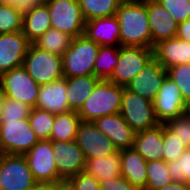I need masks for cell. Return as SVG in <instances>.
Here are the masks:
<instances>
[{
  "instance_id": "f1b7e54d",
  "label": "cell",
  "mask_w": 190,
  "mask_h": 190,
  "mask_svg": "<svg viewBox=\"0 0 190 190\" xmlns=\"http://www.w3.org/2000/svg\"><path fill=\"white\" fill-rule=\"evenodd\" d=\"M72 39L73 38L67 34L51 27L42 36L35 40L33 44L39 49L62 57L65 51L70 47Z\"/></svg>"
},
{
  "instance_id": "836d02e7",
  "label": "cell",
  "mask_w": 190,
  "mask_h": 190,
  "mask_svg": "<svg viewBox=\"0 0 190 190\" xmlns=\"http://www.w3.org/2000/svg\"><path fill=\"white\" fill-rule=\"evenodd\" d=\"M167 76L173 80L180 89L185 104L190 108V64L175 65L167 70Z\"/></svg>"
},
{
  "instance_id": "5bb4252c",
  "label": "cell",
  "mask_w": 190,
  "mask_h": 190,
  "mask_svg": "<svg viewBox=\"0 0 190 190\" xmlns=\"http://www.w3.org/2000/svg\"><path fill=\"white\" fill-rule=\"evenodd\" d=\"M54 160L61 179H69L84 171L86 159L75 140L53 142Z\"/></svg>"
},
{
  "instance_id": "8fae6325",
  "label": "cell",
  "mask_w": 190,
  "mask_h": 190,
  "mask_svg": "<svg viewBox=\"0 0 190 190\" xmlns=\"http://www.w3.org/2000/svg\"><path fill=\"white\" fill-rule=\"evenodd\" d=\"M28 166L36 182H52L61 180L54 160L53 142L39 140L26 154Z\"/></svg>"
},
{
  "instance_id": "d4e9b609",
  "label": "cell",
  "mask_w": 190,
  "mask_h": 190,
  "mask_svg": "<svg viewBox=\"0 0 190 190\" xmlns=\"http://www.w3.org/2000/svg\"><path fill=\"white\" fill-rule=\"evenodd\" d=\"M101 79L94 75L67 77V100L69 108L78 112Z\"/></svg>"
},
{
  "instance_id": "cb8c5ba5",
  "label": "cell",
  "mask_w": 190,
  "mask_h": 190,
  "mask_svg": "<svg viewBox=\"0 0 190 190\" xmlns=\"http://www.w3.org/2000/svg\"><path fill=\"white\" fill-rule=\"evenodd\" d=\"M47 4L42 1L23 13L22 33L33 43L51 28Z\"/></svg>"
},
{
  "instance_id": "ac0fdd59",
  "label": "cell",
  "mask_w": 190,
  "mask_h": 190,
  "mask_svg": "<svg viewBox=\"0 0 190 190\" xmlns=\"http://www.w3.org/2000/svg\"><path fill=\"white\" fill-rule=\"evenodd\" d=\"M93 123L119 151L133 148L136 132L127 124L120 113L102 116Z\"/></svg>"
},
{
  "instance_id": "6da1fadb",
  "label": "cell",
  "mask_w": 190,
  "mask_h": 190,
  "mask_svg": "<svg viewBox=\"0 0 190 190\" xmlns=\"http://www.w3.org/2000/svg\"><path fill=\"white\" fill-rule=\"evenodd\" d=\"M116 16L120 25V46L152 48L145 0H123Z\"/></svg>"
},
{
  "instance_id": "30bf717a",
  "label": "cell",
  "mask_w": 190,
  "mask_h": 190,
  "mask_svg": "<svg viewBox=\"0 0 190 190\" xmlns=\"http://www.w3.org/2000/svg\"><path fill=\"white\" fill-rule=\"evenodd\" d=\"M35 183L24 155L0 154V190H29Z\"/></svg>"
},
{
  "instance_id": "f6af8a7d",
  "label": "cell",
  "mask_w": 190,
  "mask_h": 190,
  "mask_svg": "<svg viewBox=\"0 0 190 190\" xmlns=\"http://www.w3.org/2000/svg\"><path fill=\"white\" fill-rule=\"evenodd\" d=\"M157 190H190V184L173 181L172 183L167 184L166 186H163Z\"/></svg>"
},
{
  "instance_id": "277c9868",
  "label": "cell",
  "mask_w": 190,
  "mask_h": 190,
  "mask_svg": "<svg viewBox=\"0 0 190 190\" xmlns=\"http://www.w3.org/2000/svg\"><path fill=\"white\" fill-rule=\"evenodd\" d=\"M23 67L39 85L48 84L64 78L62 57L39 49L33 43L28 48Z\"/></svg>"
},
{
  "instance_id": "7dc6e473",
  "label": "cell",
  "mask_w": 190,
  "mask_h": 190,
  "mask_svg": "<svg viewBox=\"0 0 190 190\" xmlns=\"http://www.w3.org/2000/svg\"><path fill=\"white\" fill-rule=\"evenodd\" d=\"M5 100H6V94L3 90V88L0 86V114H1L2 109L4 107Z\"/></svg>"
},
{
  "instance_id": "484cf974",
  "label": "cell",
  "mask_w": 190,
  "mask_h": 190,
  "mask_svg": "<svg viewBox=\"0 0 190 190\" xmlns=\"http://www.w3.org/2000/svg\"><path fill=\"white\" fill-rule=\"evenodd\" d=\"M84 171L98 181L120 177L122 175L120 151L108 156L87 159Z\"/></svg>"
},
{
  "instance_id": "b9f144b4",
  "label": "cell",
  "mask_w": 190,
  "mask_h": 190,
  "mask_svg": "<svg viewBox=\"0 0 190 190\" xmlns=\"http://www.w3.org/2000/svg\"><path fill=\"white\" fill-rule=\"evenodd\" d=\"M176 37L181 40L190 42V18L184 22L179 23Z\"/></svg>"
},
{
  "instance_id": "2e32d148",
  "label": "cell",
  "mask_w": 190,
  "mask_h": 190,
  "mask_svg": "<svg viewBox=\"0 0 190 190\" xmlns=\"http://www.w3.org/2000/svg\"><path fill=\"white\" fill-rule=\"evenodd\" d=\"M166 76L167 71L153 57L126 88L152 102Z\"/></svg>"
},
{
  "instance_id": "e0dca14e",
  "label": "cell",
  "mask_w": 190,
  "mask_h": 190,
  "mask_svg": "<svg viewBox=\"0 0 190 190\" xmlns=\"http://www.w3.org/2000/svg\"><path fill=\"white\" fill-rule=\"evenodd\" d=\"M150 32L152 37V49L159 41L176 37L178 22L157 0H145Z\"/></svg>"
},
{
  "instance_id": "9a60e30c",
  "label": "cell",
  "mask_w": 190,
  "mask_h": 190,
  "mask_svg": "<svg viewBox=\"0 0 190 190\" xmlns=\"http://www.w3.org/2000/svg\"><path fill=\"white\" fill-rule=\"evenodd\" d=\"M30 44L22 31L0 34V75L23 66Z\"/></svg>"
},
{
  "instance_id": "7a4b0ae2",
  "label": "cell",
  "mask_w": 190,
  "mask_h": 190,
  "mask_svg": "<svg viewBox=\"0 0 190 190\" xmlns=\"http://www.w3.org/2000/svg\"><path fill=\"white\" fill-rule=\"evenodd\" d=\"M123 89V86L101 79L78 111L80 119L94 122L102 116L120 113Z\"/></svg>"
},
{
  "instance_id": "d6986e66",
  "label": "cell",
  "mask_w": 190,
  "mask_h": 190,
  "mask_svg": "<svg viewBox=\"0 0 190 190\" xmlns=\"http://www.w3.org/2000/svg\"><path fill=\"white\" fill-rule=\"evenodd\" d=\"M84 35L100 46H120V25L117 16L86 21Z\"/></svg>"
},
{
  "instance_id": "e575fe53",
  "label": "cell",
  "mask_w": 190,
  "mask_h": 190,
  "mask_svg": "<svg viewBox=\"0 0 190 190\" xmlns=\"http://www.w3.org/2000/svg\"><path fill=\"white\" fill-rule=\"evenodd\" d=\"M163 125L175 134L187 148H190V109Z\"/></svg>"
},
{
  "instance_id": "d590c367",
  "label": "cell",
  "mask_w": 190,
  "mask_h": 190,
  "mask_svg": "<svg viewBox=\"0 0 190 190\" xmlns=\"http://www.w3.org/2000/svg\"><path fill=\"white\" fill-rule=\"evenodd\" d=\"M163 160L166 163L179 159L187 147L163 125Z\"/></svg>"
},
{
  "instance_id": "83f0119b",
  "label": "cell",
  "mask_w": 190,
  "mask_h": 190,
  "mask_svg": "<svg viewBox=\"0 0 190 190\" xmlns=\"http://www.w3.org/2000/svg\"><path fill=\"white\" fill-rule=\"evenodd\" d=\"M123 0H78L85 21L116 15Z\"/></svg>"
},
{
  "instance_id": "74e56055",
  "label": "cell",
  "mask_w": 190,
  "mask_h": 190,
  "mask_svg": "<svg viewBox=\"0 0 190 190\" xmlns=\"http://www.w3.org/2000/svg\"><path fill=\"white\" fill-rule=\"evenodd\" d=\"M31 107L17 100L6 98L0 114V121H16L28 119Z\"/></svg>"
},
{
  "instance_id": "ee69618b",
  "label": "cell",
  "mask_w": 190,
  "mask_h": 190,
  "mask_svg": "<svg viewBox=\"0 0 190 190\" xmlns=\"http://www.w3.org/2000/svg\"><path fill=\"white\" fill-rule=\"evenodd\" d=\"M53 190H75V186L69 179H61L53 183Z\"/></svg>"
},
{
  "instance_id": "4316f807",
  "label": "cell",
  "mask_w": 190,
  "mask_h": 190,
  "mask_svg": "<svg viewBox=\"0 0 190 190\" xmlns=\"http://www.w3.org/2000/svg\"><path fill=\"white\" fill-rule=\"evenodd\" d=\"M81 122L82 120L76 111L69 110L55 114L50 140L52 142L75 140Z\"/></svg>"
},
{
  "instance_id": "52a82bcc",
  "label": "cell",
  "mask_w": 190,
  "mask_h": 190,
  "mask_svg": "<svg viewBox=\"0 0 190 190\" xmlns=\"http://www.w3.org/2000/svg\"><path fill=\"white\" fill-rule=\"evenodd\" d=\"M120 114L135 132L151 129L160 124L157 121L153 103L126 87L123 89Z\"/></svg>"
},
{
  "instance_id": "44dd1931",
  "label": "cell",
  "mask_w": 190,
  "mask_h": 190,
  "mask_svg": "<svg viewBox=\"0 0 190 190\" xmlns=\"http://www.w3.org/2000/svg\"><path fill=\"white\" fill-rule=\"evenodd\" d=\"M67 77L40 85L35 108L59 114L70 110L67 100Z\"/></svg>"
},
{
  "instance_id": "8992f818",
  "label": "cell",
  "mask_w": 190,
  "mask_h": 190,
  "mask_svg": "<svg viewBox=\"0 0 190 190\" xmlns=\"http://www.w3.org/2000/svg\"><path fill=\"white\" fill-rule=\"evenodd\" d=\"M38 141L29 119L0 121V154L24 155Z\"/></svg>"
},
{
  "instance_id": "ba28073f",
  "label": "cell",
  "mask_w": 190,
  "mask_h": 190,
  "mask_svg": "<svg viewBox=\"0 0 190 190\" xmlns=\"http://www.w3.org/2000/svg\"><path fill=\"white\" fill-rule=\"evenodd\" d=\"M153 58V49L141 46H120L119 60L108 81L126 87Z\"/></svg>"
},
{
  "instance_id": "60d3db41",
  "label": "cell",
  "mask_w": 190,
  "mask_h": 190,
  "mask_svg": "<svg viewBox=\"0 0 190 190\" xmlns=\"http://www.w3.org/2000/svg\"><path fill=\"white\" fill-rule=\"evenodd\" d=\"M100 182V190H137L125 177L122 175L117 178L105 179Z\"/></svg>"
},
{
  "instance_id": "7bdbcfd3",
  "label": "cell",
  "mask_w": 190,
  "mask_h": 190,
  "mask_svg": "<svg viewBox=\"0 0 190 190\" xmlns=\"http://www.w3.org/2000/svg\"><path fill=\"white\" fill-rule=\"evenodd\" d=\"M43 0H15L14 6L22 13L31 10L39 2Z\"/></svg>"
},
{
  "instance_id": "7c38bea8",
  "label": "cell",
  "mask_w": 190,
  "mask_h": 190,
  "mask_svg": "<svg viewBox=\"0 0 190 190\" xmlns=\"http://www.w3.org/2000/svg\"><path fill=\"white\" fill-rule=\"evenodd\" d=\"M152 103L157 121L160 124L175 119L190 109L183 101L178 86L168 76L163 80Z\"/></svg>"
},
{
  "instance_id": "f35d334b",
  "label": "cell",
  "mask_w": 190,
  "mask_h": 190,
  "mask_svg": "<svg viewBox=\"0 0 190 190\" xmlns=\"http://www.w3.org/2000/svg\"><path fill=\"white\" fill-rule=\"evenodd\" d=\"M179 23L190 18V0H157Z\"/></svg>"
},
{
  "instance_id": "3957f363",
  "label": "cell",
  "mask_w": 190,
  "mask_h": 190,
  "mask_svg": "<svg viewBox=\"0 0 190 190\" xmlns=\"http://www.w3.org/2000/svg\"><path fill=\"white\" fill-rule=\"evenodd\" d=\"M100 45L81 35L72 39L62 56L64 77L94 75V64Z\"/></svg>"
},
{
  "instance_id": "c3c4849f",
  "label": "cell",
  "mask_w": 190,
  "mask_h": 190,
  "mask_svg": "<svg viewBox=\"0 0 190 190\" xmlns=\"http://www.w3.org/2000/svg\"><path fill=\"white\" fill-rule=\"evenodd\" d=\"M0 2L2 4H12V5L15 4V0H0Z\"/></svg>"
},
{
  "instance_id": "ab89813d",
  "label": "cell",
  "mask_w": 190,
  "mask_h": 190,
  "mask_svg": "<svg viewBox=\"0 0 190 190\" xmlns=\"http://www.w3.org/2000/svg\"><path fill=\"white\" fill-rule=\"evenodd\" d=\"M69 180L75 186V190H100V182L85 171L70 177Z\"/></svg>"
},
{
  "instance_id": "ffe728a7",
  "label": "cell",
  "mask_w": 190,
  "mask_h": 190,
  "mask_svg": "<svg viewBox=\"0 0 190 190\" xmlns=\"http://www.w3.org/2000/svg\"><path fill=\"white\" fill-rule=\"evenodd\" d=\"M153 57L165 70L175 65L190 64V42L177 37L159 41L153 47Z\"/></svg>"
},
{
  "instance_id": "4fadbf2b",
  "label": "cell",
  "mask_w": 190,
  "mask_h": 190,
  "mask_svg": "<svg viewBox=\"0 0 190 190\" xmlns=\"http://www.w3.org/2000/svg\"><path fill=\"white\" fill-rule=\"evenodd\" d=\"M75 141L86 160L108 156L118 151L112 141L93 122L80 123Z\"/></svg>"
},
{
  "instance_id": "4dcf8cb0",
  "label": "cell",
  "mask_w": 190,
  "mask_h": 190,
  "mask_svg": "<svg viewBox=\"0 0 190 190\" xmlns=\"http://www.w3.org/2000/svg\"><path fill=\"white\" fill-rule=\"evenodd\" d=\"M147 184L145 190H157L173 182L164 160L147 162Z\"/></svg>"
},
{
  "instance_id": "1f68e13d",
  "label": "cell",
  "mask_w": 190,
  "mask_h": 190,
  "mask_svg": "<svg viewBox=\"0 0 190 190\" xmlns=\"http://www.w3.org/2000/svg\"><path fill=\"white\" fill-rule=\"evenodd\" d=\"M28 119L39 140H50L55 114L42 109L31 108Z\"/></svg>"
},
{
  "instance_id": "8d00e7d4",
  "label": "cell",
  "mask_w": 190,
  "mask_h": 190,
  "mask_svg": "<svg viewBox=\"0 0 190 190\" xmlns=\"http://www.w3.org/2000/svg\"><path fill=\"white\" fill-rule=\"evenodd\" d=\"M167 167L173 181L190 184V148L179 159L167 163Z\"/></svg>"
},
{
  "instance_id": "f546056e",
  "label": "cell",
  "mask_w": 190,
  "mask_h": 190,
  "mask_svg": "<svg viewBox=\"0 0 190 190\" xmlns=\"http://www.w3.org/2000/svg\"><path fill=\"white\" fill-rule=\"evenodd\" d=\"M120 46H100L94 64V76L107 80L113 73L119 60Z\"/></svg>"
},
{
  "instance_id": "603a6c76",
  "label": "cell",
  "mask_w": 190,
  "mask_h": 190,
  "mask_svg": "<svg viewBox=\"0 0 190 190\" xmlns=\"http://www.w3.org/2000/svg\"><path fill=\"white\" fill-rule=\"evenodd\" d=\"M133 148L149 162L163 160V124L136 132Z\"/></svg>"
},
{
  "instance_id": "7402d4cb",
  "label": "cell",
  "mask_w": 190,
  "mask_h": 190,
  "mask_svg": "<svg viewBox=\"0 0 190 190\" xmlns=\"http://www.w3.org/2000/svg\"><path fill=\"white\" fill-rule=\"evenodd\" d=\"M121 174L137 190H145L147 161L134 148L120 150Z\"/></svg>"
},
{
  "instance_id": "bcb514c9",
  "label": "cell",
  "mask_w": 190,
  "mask_h": 190,
  "mask_svg": "<svg viewBox=\"0 0 190 190\" xmlns=\"http://www.w3.org/2000/svg\"><path fill=\"white\" fill-rule=\"evenodd\" d=\"M29 190H53V183L36 182Z\"/></svg>"
},
{
  "instance_id": "d6a6232c",
  "label": "cell",
  "mask_w": 190,
  "mask_h": 190,
  "mask_svg": "<svg viewBox=\"0 0 190 190\" xmlns=\"http://www.w3.org/2000/svg\"><path fill=\"white\" fill-rule=\"evenodd\" d=\"M23 13L12 4L0 5V34L22 31Z\"/></svg>"
},
{
  "instance_id": "5b68a950",
  "label": "cell",
  "mask_w": 190,
  "mask_h": 190,
  "mask_svg": "<svg viewBox=\"0 0 190 190\" xmlns=\"http://www.w3.org/2000/svg\"><path fill=\"white\" fill-rule=\"evenodd\" d=\"M49 10L51 27L71 38L84 35L85 19L78 0H43Z\"/></svg>"
},
{
  "instance_id": "9c48e42d",
  "label": "cell",
  "mask_w": 190,
  "mask_h": 190,
  "mask_svg": "<svg viewBox=\"0 0 190 190\" xmlns=\"http://www.w3.org/2000/svg\"><path fill=\"white\" fill-rule=\"evenodd\" d=\"M0 86L6 94V98L35 108L40 85L34 81L23 66L0 75Z\"/></svg>"
}]
</instances>
